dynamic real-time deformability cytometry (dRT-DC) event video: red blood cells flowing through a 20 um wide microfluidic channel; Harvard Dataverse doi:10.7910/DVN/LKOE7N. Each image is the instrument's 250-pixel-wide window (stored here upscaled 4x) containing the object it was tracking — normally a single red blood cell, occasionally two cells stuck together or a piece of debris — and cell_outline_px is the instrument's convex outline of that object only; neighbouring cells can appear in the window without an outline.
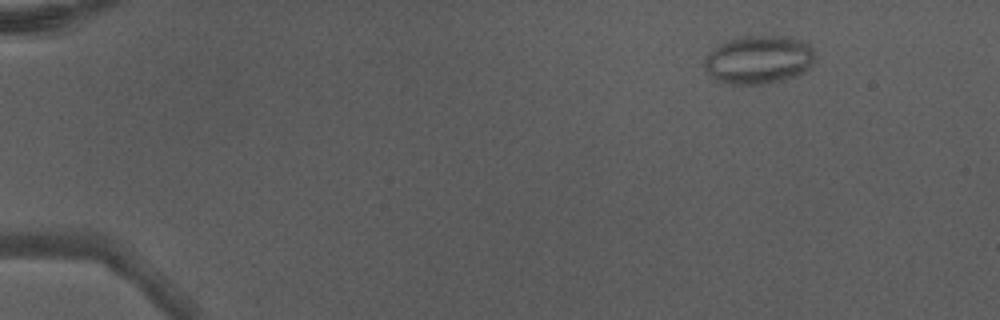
{"species": "Egyptian fruit bat (a non-hibernating species)", "species_latin": "Rousettus aegyptiacus", "temperature_condition": "warm", "stored_images_in_passage": 4, "camera_frame_rate_fps": 3000, "um_per_image_px": 0.085, "animal": {"sex": "male"}, "frame": {"image": 1, "passage_image": 2, "time_ms": 0.333, "image_size_px": [1000, 320], "cell_outline_px": [[816, 60], [804, 72], [780, 80], [764, 84], [728, 84], [716, 80], [704, 68], [704, 60], [708, 52], [716, 44], [740, 36], [788, 36], [812, 44], [816, 56]], "centroid_in_image_um": [64.49, 5.05], "position_along_channel_um": 20.5, "area_um2": 31.56}}